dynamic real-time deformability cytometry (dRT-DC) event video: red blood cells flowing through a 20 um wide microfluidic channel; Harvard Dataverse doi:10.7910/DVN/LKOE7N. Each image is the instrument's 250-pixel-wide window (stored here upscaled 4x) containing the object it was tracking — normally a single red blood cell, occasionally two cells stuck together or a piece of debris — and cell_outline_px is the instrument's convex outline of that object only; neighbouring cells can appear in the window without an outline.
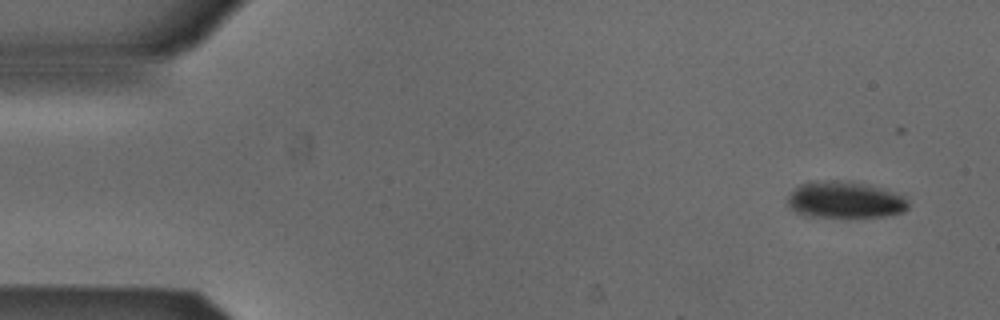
{"species": "Egyptian fruit bat (a non-hibernating species)", "species_latin": "Rousettus aegyptiacus", "temperature_condition": "cold", "stored_images_in_passage": 5, "camera_frame_rate_fps": 3000, "um_per_image_px": 0.085, "animal": {"sex": "male"}, "frame": {"image": 1, "passage_image": 1, "time_ms": 0.0, "image_size_px": [1000, 320], "cell_outline_px": [[908, 208], [904, 212], [884, 216], [812, 216], [796, 212], [788, 204], [788, 196], [800, 184], [812, 180], [852, 180], [884, 188], [908, 196]], "centroid_in_image_um": [71.89, 16.94], "position_along_channel_um": 13.1, "area_um2": 26.01}}
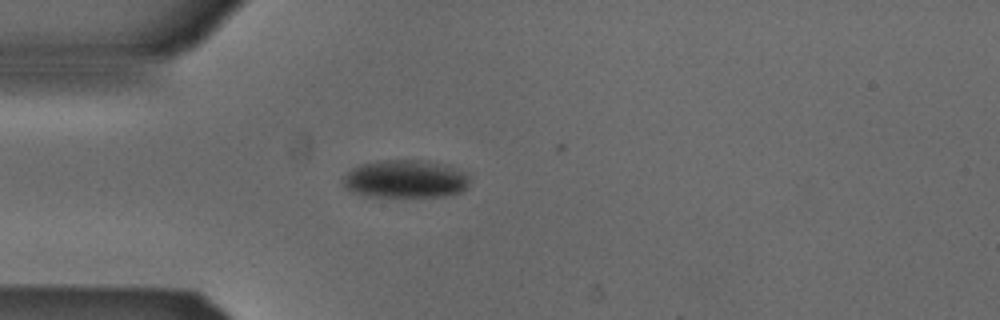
{"frame": {"image": 2, "passage_image": 4, "time_ms": 1.0, "image_size_px": [1000, 320], "cell_outline_px": [[468, 188], [460, 192], [444, 196], [368, 196], [352, 192], [344, 188], [340, 180], [352, 168], [360, 164], [376, 160], [428, 160], [444, 164], [468, 172]], "centroid_in_image_um": [34.44, 15.2], "position_along_channel_um": 50.6, "area_um2": 28.38}}